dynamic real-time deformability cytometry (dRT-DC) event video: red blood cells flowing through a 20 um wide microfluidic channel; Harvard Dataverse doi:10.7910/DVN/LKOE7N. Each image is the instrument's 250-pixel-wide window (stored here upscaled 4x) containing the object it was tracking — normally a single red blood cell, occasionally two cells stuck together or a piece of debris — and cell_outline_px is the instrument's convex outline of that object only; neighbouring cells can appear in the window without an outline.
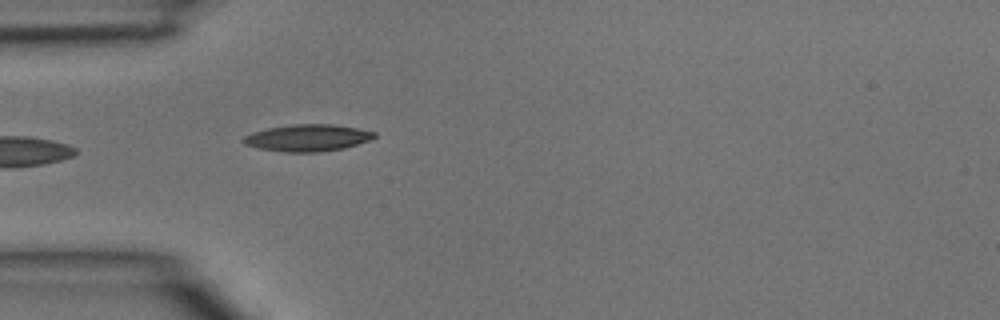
{"species": "common noctule bat (a hibernating species)", "species_latin": "Nyctalus noctula", "temperature_condition": "room temperature", "stored_images_in_passage": 4, "camera_frame_rate_fps": 3000, "um_per_image_px": 0.085, "animal": {"sex": "male", "body_mass_g": 15.6}, "frame": {"image": 1, "passage_image": 4, "time_ms": 1.0, "image_size_px": [1000, 320], "cell_outline_px": [[376, 136], [368, 140], [344, 148], [316, 152], [284, 152], [260, 148], [244, 144], [240, 140], [244, 136], [252, 132], [268, 128], [292, 124], [332, 124], [356, 128], [376, 132]], "centroid_in_image_um": [26.1, 11.71], "position_along_channel_um": 58.9, "area_um2": 20.35}}